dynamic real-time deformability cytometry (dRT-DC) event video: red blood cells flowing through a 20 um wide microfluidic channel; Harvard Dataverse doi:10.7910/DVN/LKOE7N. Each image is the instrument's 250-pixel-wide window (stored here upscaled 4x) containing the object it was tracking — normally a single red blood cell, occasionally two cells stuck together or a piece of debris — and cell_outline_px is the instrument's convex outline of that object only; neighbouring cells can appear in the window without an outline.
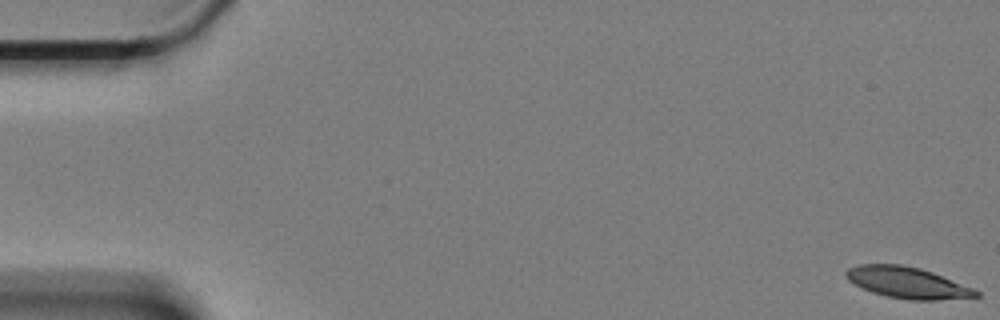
{"species": "Egyptian fruit bat (a non-hibernating species)", "species_latin": "Rousettus aegyptiacus", "temperature_condition": "cold", "stored_images_in_passage": 61, "camera_frame_rate_fps": 3000, "um_per_image_px": 0.085, "animal": {"sex": "female"}, "frame": {"image": 1, "passage_image": 1, "time_ms": 0.0, "image_size_px": [1000, 320], "cell_outline_px": [[980, 296], [936, 300], [908, 300], [888, 296], [872, 292], [848, 280], [844, 276], [844, 272], [848, 268], [860, 264], [900, 264], [920, 268], [932, 272], [972, 288], [980, 292]], "centroid_in_image_um": [77.1, 24.02], "position_along_channel_um": 7.9, "area_um2": 23.41}}
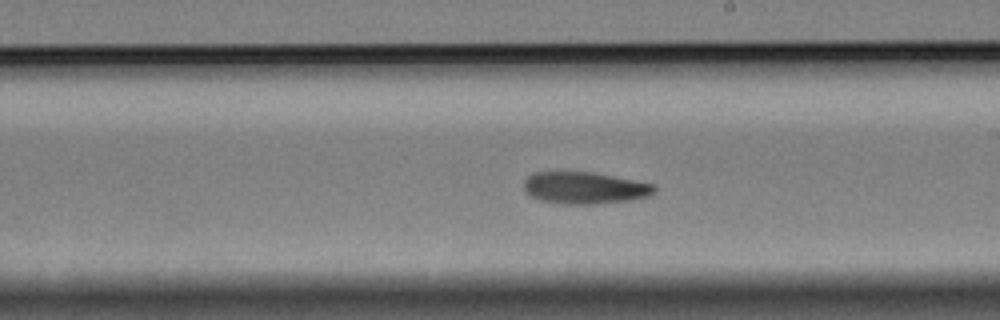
{"frame": {"image": 2, "passage_image": 35, "time_ms": 11.333, "image_size_px": [1000, 320], "cell_outline_px": [[656, 188], [648, 196], [632, 200], [596, 204], [560, 204], [540, 200], [528, 196], [524, 192], [524, 180], [528, 176], [536, 172], [592, 172], [656, 184]], "centroid_in_image_um": [49.66, 15.98], "position_along_channel_um": 239.3, "area_um2": 24.45}}
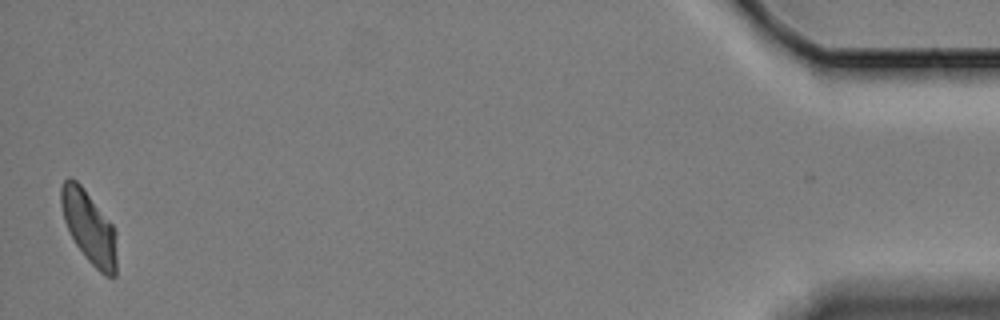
{"frame": {"image": 3, "passage_image": 60, "time_ms": 19.667, "image_size_px": [1000, 320], "cell_outline_px": [[116, 276], [104, 276], [84, 256], [76, 244], [64, 220], [60, 204], [60, 188], [64, 180], [68, 176], [72, 176], [80, 184], [112, 224], [116, 232]], "centroid_in_image_um": [7.56, 19.29], "position_along_channel_um": 427.6, "area_um2": 23.35}}